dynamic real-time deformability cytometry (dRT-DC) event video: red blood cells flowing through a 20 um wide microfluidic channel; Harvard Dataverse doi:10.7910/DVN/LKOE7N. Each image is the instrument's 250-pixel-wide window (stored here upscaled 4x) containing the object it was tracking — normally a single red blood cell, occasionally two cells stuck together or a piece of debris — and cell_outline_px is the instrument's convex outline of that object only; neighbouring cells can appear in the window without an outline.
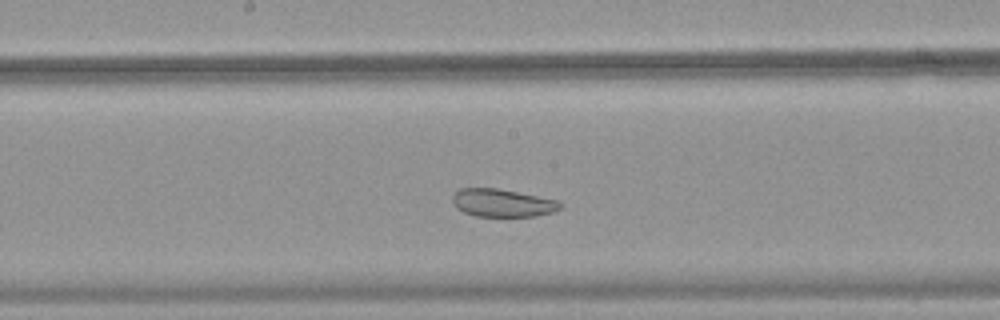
{"species": "common noctule bat (a hibernating species)", "species_latin": "Nyctalus noctula", "temperature_condition": "warm", "stored_images_in_passage": 37, "camera_frame_rate_fps": 3000, "um_per_image_px": 0.085, "animal": {"sex": "female", "body_mass_g": 18.4}, "frame": {"image": 1, "passage_image": 20, "time_ms": 6.333, "image_size_px": [1000, 320], "cell_outline_px": [[564, 204], [556, 212], [536, 216], [476, 216], [464, 212], [456, 208], [452, 200], [452, 196], [460, 188], [496, 188], [556, 200]], "centroid_in_image_um": [42.71, 17.26], "position_along_channel_um": 205.5, "area_um2": 17.4}}
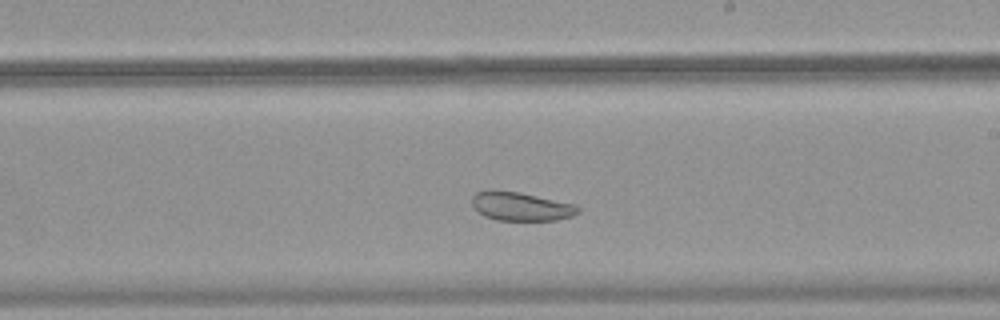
{"frame": {"image": 2, "passage_image": 23, "time_ms": 7.333, "image_size_px": [1000, 320], "cell_outline_px": [[580, 212], [572, 216], [556, 220], [496, 220], [484, 216], [472, 204], [472, 196], [476, 192], [492, 188], [520, 192], [576, 204], [580, 208]], "centroid_in_image_um": [44.28, 17.52], "position_along_channel_um": 244.7, "area_um2": 17.98}}
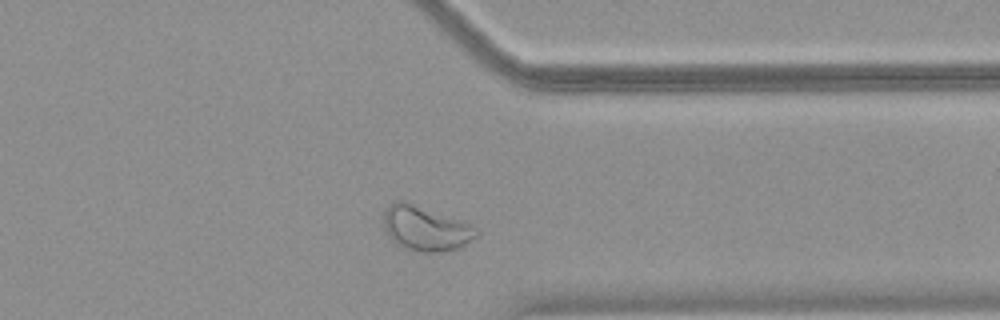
{"frame": {"image": 3, "passage_image": 33, "time_ms": 10.667, "image_size_px": [1000, 320], "cell_outline_px": [[480, 236], [456, 248], [440, 252], [420, 252], [404, 248], [396, 244], [392, 240], [384, 228], [384, 212], [396, 200], [404, 200], [480, 228]], "centroid_in_image_um": [36.19, 19.43], "position_along_channel_um": 375.2, "area_um2": 23.99}}